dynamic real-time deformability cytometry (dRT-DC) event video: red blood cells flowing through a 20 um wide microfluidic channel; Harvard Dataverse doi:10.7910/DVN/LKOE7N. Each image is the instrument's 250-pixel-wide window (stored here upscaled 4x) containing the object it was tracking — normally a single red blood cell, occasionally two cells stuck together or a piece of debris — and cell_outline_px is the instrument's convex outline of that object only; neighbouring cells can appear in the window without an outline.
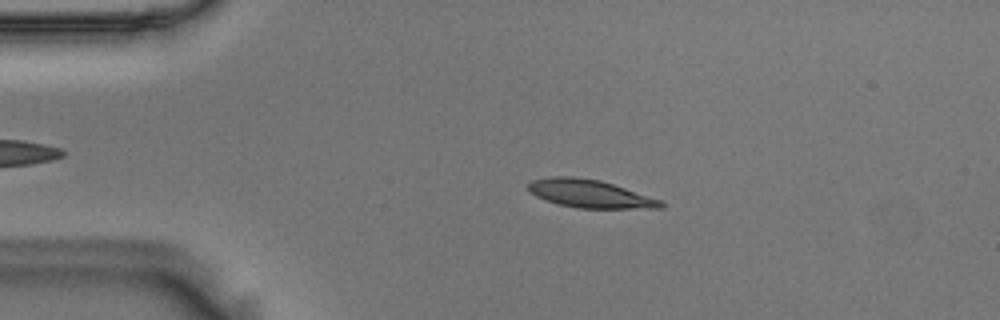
{"species": "Egyptian fruit bat (a non-hibernating species)", "species_latin": "Rousettus aegyptiacus", "temperature_condition": "room temperature", "stored_images_in_passage": 55, "camera_frame_rate_fps": 3000, "um_per_image_px": 0.085, "animal": {"sex": "male"}, "frame": {"image": 1, "passage_image": 11, "time_ms": 3.333, "image_size_px": [1000, 320], "cell_outline_px": [[664, 208], [576, 208], [544, 200], [528, 192], [528, 184], [532, 180], [552, 176], [572, 176], [600, 180], [664, 200]], "centroid_in_image_um": [50.15, 16.46], "position_along_channel_um": 34.8, "area_um2": 21.79}}
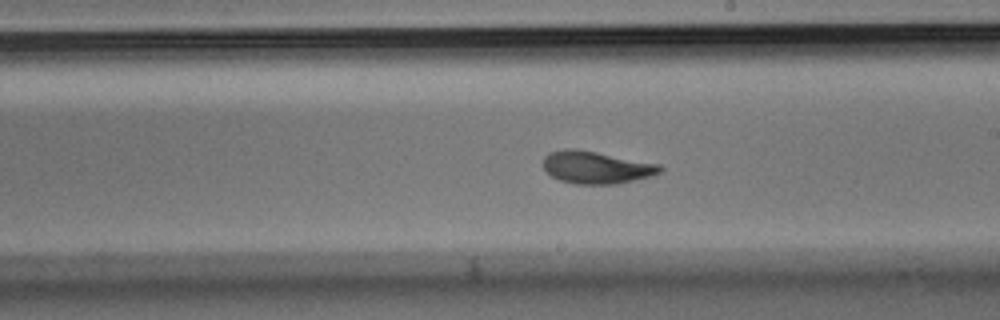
{"frame": {"image": 2, "passage_image": 31, "time_ms": 10.0, "image_size_px": [1000, 320], "cell_outline_px": [[664, 168], [660, 172], [652, 176], [616, 184], [572, 184], [560, 180], [552, 176], [544, 168], [544, 156], [548, 152], [568, 148], [572, 148], [596, 152], [660, 164]], "centroid_in_image_um": [50.69, 14.23], "position_along_channel_um": 238.3, "area_um2": 22.02}}
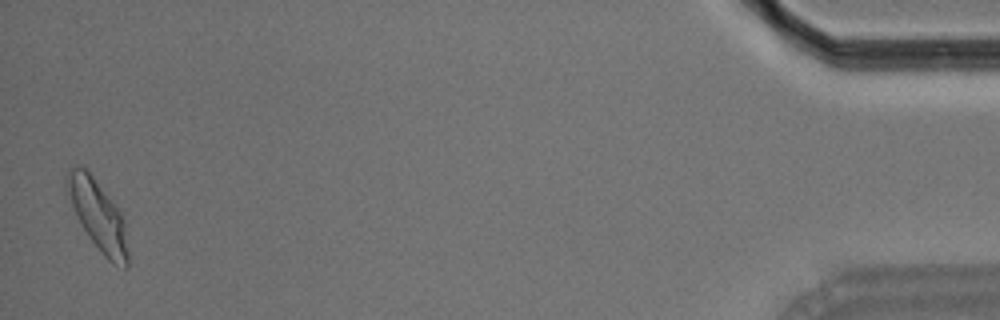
{"frame": {"image": 3, "passage_image": 54, "time_ms": 17.667, "image_size_px": [1000, 320], "cell_outline_px": [[128, 268], [124, 268], [112, 264], [104, 256], [88, 236], [64, 188], [64, 176], [68, 168], [84, 168], [92, 176], [120, 212], [124, 220], [128, 252]], "centroid_in_image_um": [8.32, 18.33], "position_along_channel_um": 426.9, "area_um2": 24.39}, "authors_computed_cell_mechanics": {"area_um2": 21.7328, "velocity_mm_per_s": 3.6226, "shape_relaxation_time_tau1_ms": 3.6801, "shape_relaxation_time_tau2_ms": 1.8418, "deformation_change_tau1": 0.1423, "deformation_change_tau2": 0.0595}}